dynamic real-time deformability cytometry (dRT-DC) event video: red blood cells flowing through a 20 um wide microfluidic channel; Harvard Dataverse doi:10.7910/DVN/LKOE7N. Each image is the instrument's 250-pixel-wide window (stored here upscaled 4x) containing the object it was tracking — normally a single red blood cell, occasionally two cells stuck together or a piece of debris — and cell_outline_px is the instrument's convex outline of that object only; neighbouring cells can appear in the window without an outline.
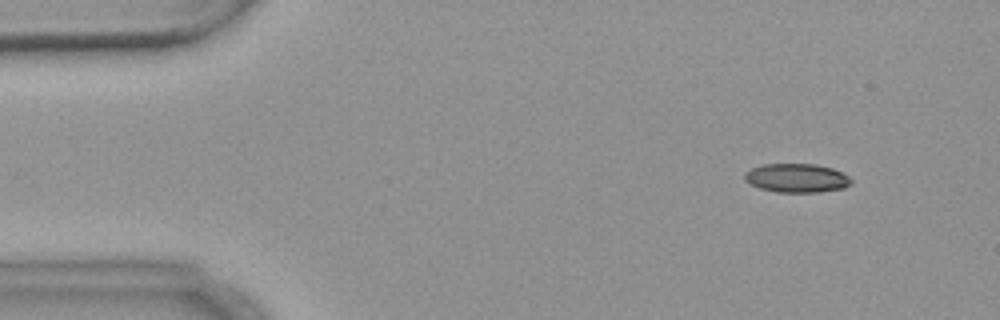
{"species": "common noctule bat (a hibernating species)", "species_latin": "Nyctalus noctula", "temperature_condition": "warm", "stored_images_in_passage": 5, "camera_frame_rate_fps": 3000, "um_per_image_px": 0.085, "animal": {"sex": "female", "body_mass_g": 18.4}, "frame": {"image": 1, "passage_image": 2, "time_ms": 1.333, "image_size_px": [1000, 320], "cell_outline_px": [[852, 184], [844, 188], [820, 192], [776, 192], [760, 188], [744, 180], [744, 172], [752, 168], [764, 164], [816, 164], [832, 168], [848, 176], [852, 180]], "centroid_in_image_um": [67.72, 15.13], "position_along_channel_um": 17.3, "area_um2": 17.92}}